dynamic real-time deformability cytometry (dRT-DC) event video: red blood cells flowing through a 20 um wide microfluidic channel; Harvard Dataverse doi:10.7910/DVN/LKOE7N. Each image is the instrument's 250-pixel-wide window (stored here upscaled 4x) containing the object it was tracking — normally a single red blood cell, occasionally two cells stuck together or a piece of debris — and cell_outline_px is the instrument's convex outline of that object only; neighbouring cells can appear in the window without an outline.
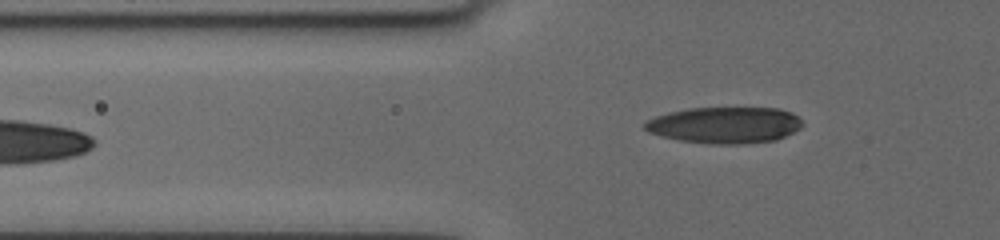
{"species": "human", "species_latin": "Homo sapiens", "temperature_condition": "cold", "stored_images_in_passage": 44, "camera_frame_rate_fps": 3000, "um_per_image_px": 0.085, "donor": {"sex": "female"}, "frame": {"image": 1, "passage_image": 4, "time_ms": 1.0, "image_size_px": [1000, 240], "cell_outline_px": [[804, 124], [800, 128], [776, 140], [740, 144], [712, 144], [680, 140], [648, 132], [644, 128], [644, 124], [648, 120], [656, 116], [668, 112], [688, 108], [776, 108], [792, 112]], "centroid_in_image_um": [61.61, 10.63], "position_along_channel_um": 64.2, "area_um2": 33.23}}
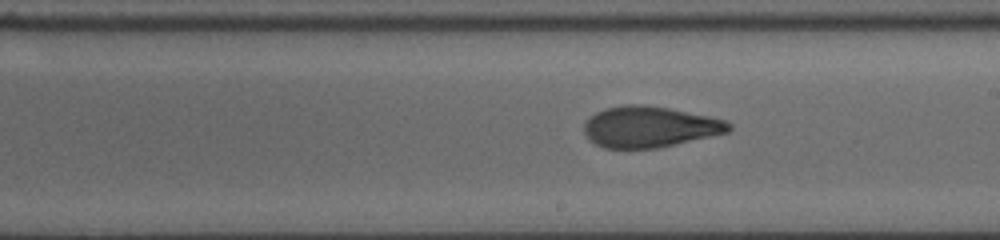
{"frame": {"image": 2, "passage_image": 20, "time_ms": 6.0, "image_size_px": [1000, 240], "cell_outline_px": [[732, 128], [728, 132], [656, 148], [604, 148], [588, 140], [584, 132], [584, 124], [596, 112], [608, 108], [624, 104], [640, 104], [668, 108], [708, 116], [724, 120], [732, 124]], "centroid_in_image_um": [55.2, 10.78], "position_along_channel_um": 233.8, "area_um2": 34.22}}
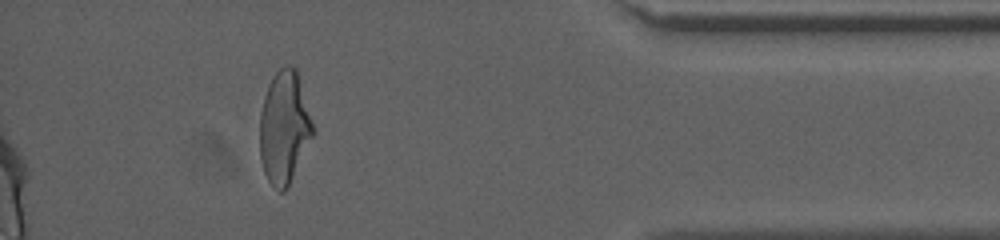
{"frame": {"image": 3, "passage_image": 38, "time_ms": 11.667, "image_size_px": [1000, 240], "cell_outline_px": [[316, 132], [288, 188], [284, 192], [280, 192], [268, 180], [264, 172], [260, 160], [260, 112], [264, 96], [272, 76], [284, 64], [288, 64], [296, 68], [316, 128]], "centroid_in_image_um": [24.19, 10.84], "position_along_channel_um": 411.0, "area_um2": 35.55}, "authors_computed_cell_mechanics": {"area_um2": 35.2002, "velocity_mm_per_s": 3.6627, "shape_relaxation_time_tau1_ms": 4.6509, "shape_relaxation_time_tau2_ms": 1.9209, "deformation_change_tau1": 0.1698, "deformation_change_tau2": 0.0923}}